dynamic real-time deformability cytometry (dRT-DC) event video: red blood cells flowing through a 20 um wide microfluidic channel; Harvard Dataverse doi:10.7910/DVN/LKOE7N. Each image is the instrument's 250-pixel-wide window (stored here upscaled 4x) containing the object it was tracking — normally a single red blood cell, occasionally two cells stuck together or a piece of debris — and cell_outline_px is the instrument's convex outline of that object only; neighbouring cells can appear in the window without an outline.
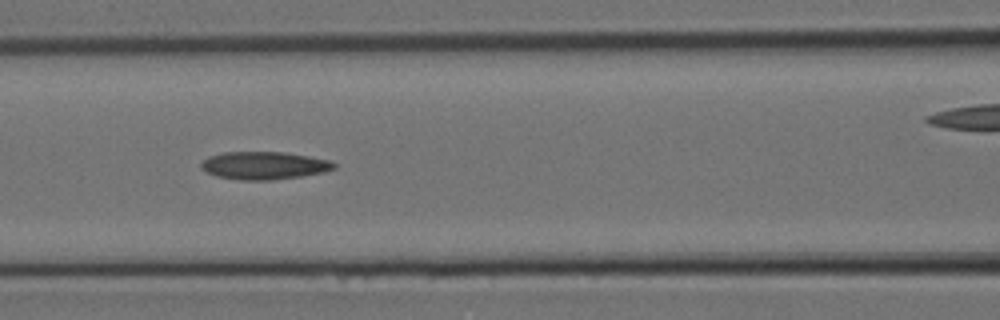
{"species": "Egyptian fruit bat (a non-hibernating species)", "species_latin": "Rousettus aegyptiacus", "temperature_condition": "room temperature", "stored_images_in_passage": 11, "segment_of_instrument_passage": [1, 2], "camera_frame_rate_fps": 3000, "um_per_image_px": 0.085, "animal": {"sex": "female"}, "frame": {"image": 1, "passage_image": 8, "time_ms": 2.333, "image_size_px": [1000, 320], "cell_outline_px": [[332, 168], [316, 172], [292, 176], [224, 176], [212, 172], [204, 168], [204, 164], [208, 160], [216, 156], [236, 152], [272, 152], [300, 156], [320, 160], [332, 164]], "centroid_in_image_um": [22.44, 14.0], "position_along_channel_um": 144.2, "area_um2": 17.57}}
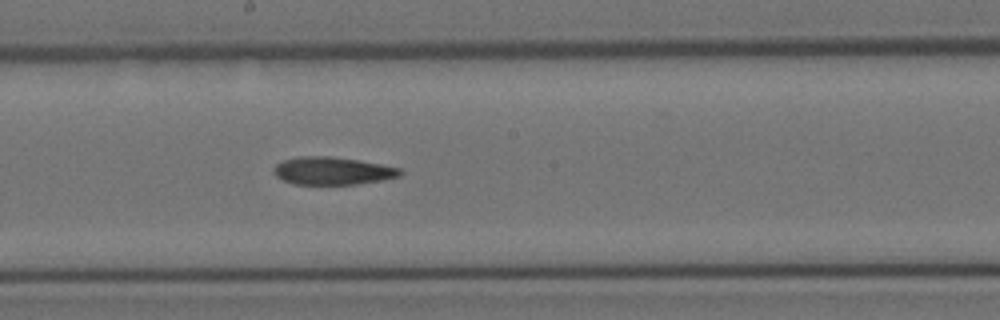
{"frame": {"image": 2, "passage_image": 10, "time_ms": 3.0, "image_size_px": [1000, 320], "cell_outline_px": [[400, 172], [392, 176], [372, 180], [344, 184], [304, 184], [288, 180], [280, 176], [276, 172], [276, 168], [280, 164], [288, 160], [348, 160], [396, 168]], "centroid_in_image_um": [28.25, 14.59], "position_along_channel_um": 220.0, "area_um2": 16.82}}